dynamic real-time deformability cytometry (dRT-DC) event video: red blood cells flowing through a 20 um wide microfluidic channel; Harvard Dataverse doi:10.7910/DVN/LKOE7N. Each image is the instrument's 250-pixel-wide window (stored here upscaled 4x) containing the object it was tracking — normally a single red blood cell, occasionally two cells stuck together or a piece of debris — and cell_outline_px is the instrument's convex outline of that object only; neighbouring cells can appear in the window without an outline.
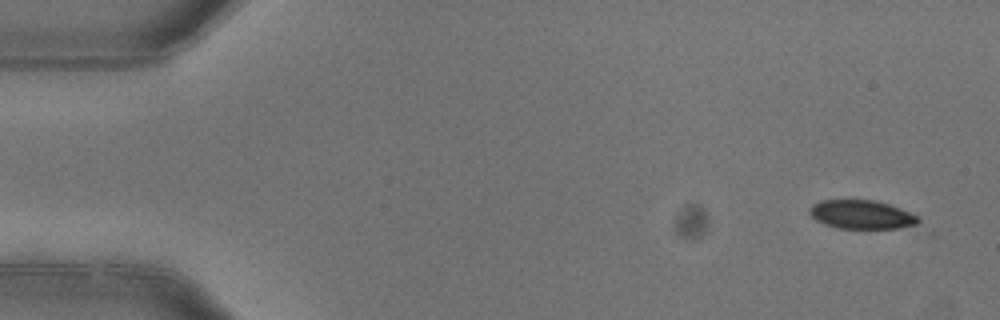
{"species": "common noctule bat (a hibernating species)", "species_latin": "Nyctalus noctula", "temperature_condition": "warm", "stored_images_in_passage": 4, "camera_frame_rate_fps": 3000, "um_per_image_px": 0.085, "animal": {"sex": "female"}, "frame": {"image": 1, "passage_image": 1, "time_ms": 0.0, "image_size_px": [1000, 320], "cell_outline_px": [[932, 236], [928, 236], [836, 228], [824, 224], [816, 220], [808, 212], [808, 208], [812, 204], [820, 200], [876, 200], [900, 208], [920, 216], [932, 232]], "centroid_in_image_um": [73.81, 18.44], "position_along_channel_um": 11.2, "area_um2": 21.96}}
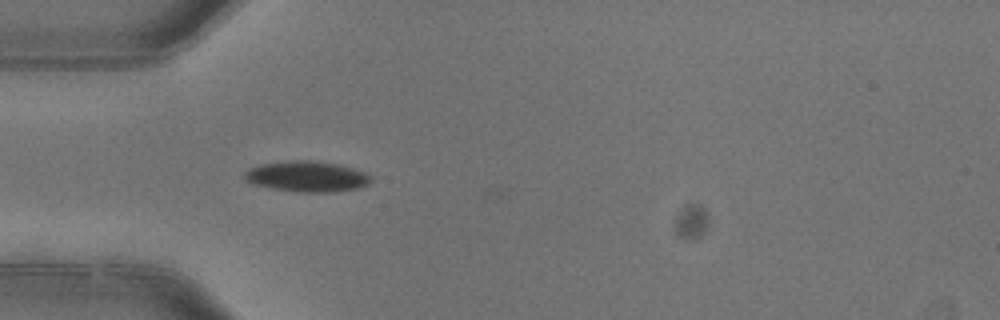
{"frame": {"image": 2, "passage_image": 4, "time_ms": 1.0, "image_size_px": [1000, 320], "cell_outline_px": [[372, 180], [368, 184], [356, 188], [336, 192], [296, 192], [268, 188], [252, 184], [244, 180], [244, 172], [248, 168], [260, 164], [292, 160], [308, 160], [336, 164], [352, 168], [364, 172]], "centroid_in_image_um": [26.01, 15.01], "position_along_channel_um": 59.0, "area_um2": 22.66}}